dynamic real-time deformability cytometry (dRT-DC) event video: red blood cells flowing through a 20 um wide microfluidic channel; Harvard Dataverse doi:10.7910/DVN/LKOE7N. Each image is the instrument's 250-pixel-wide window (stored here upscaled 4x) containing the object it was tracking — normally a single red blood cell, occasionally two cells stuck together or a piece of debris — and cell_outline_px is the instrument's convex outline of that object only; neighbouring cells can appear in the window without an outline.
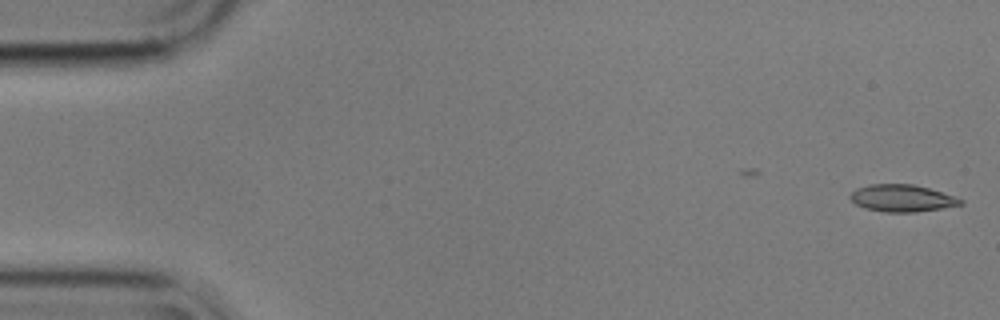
{"species": "common noctule bat (a hibernating species)", "species_latin": "Nyctalus noctula", "temperature_condition": "cold", "stored_images_in_passage": 45, "camera_frame_rate_fps": 3000, "um_per_image_px": 0.085, "animal": {"sex": "male", "body_mass_g": 17.9}, "frame": {"image": 1, "passage_image": 1, "time_ms": 0.0, "image_size_px": [1000, 320], "cell_outline_px": [[964, 204], [916, 212], [884, 212], [864, 208], [856, 204], [848, 196], [856, 188], [868, 184], [912, 184], [928, 188], [964, 200]], "centroid_in_image_um": [76.63, 16.84], "position_along_channel_um": 8.4, "area_um2": 17.28}}
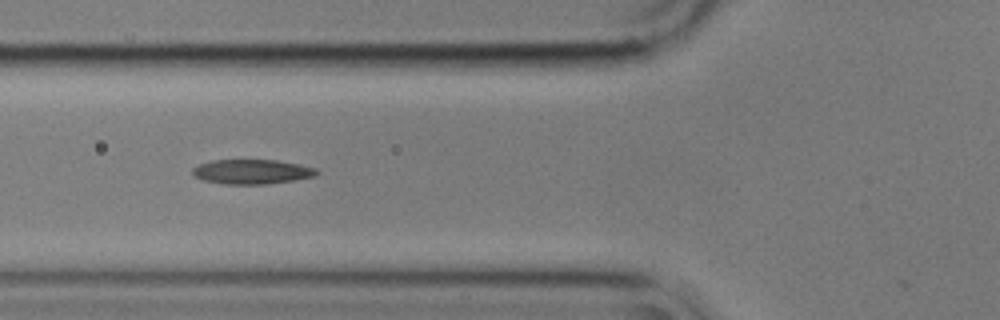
{"frame": {"image": 2, "passage_image": 20, "time_ms": 6.333, "image_size_px": [1000, 320], "cell_outline_px": [[320, 172], [316, 176], [296, 180], [264, 184], [224, 184], [204, 180], [196, 176], [192, 172], [192, 168], [200, 164], [212, 160], [276, 160], [300, 164], [316, 168]], "centroid_in_image_um": [21.46, 14.59], "position_along_channel_um": 104.3, "area_um2": 17.8}}
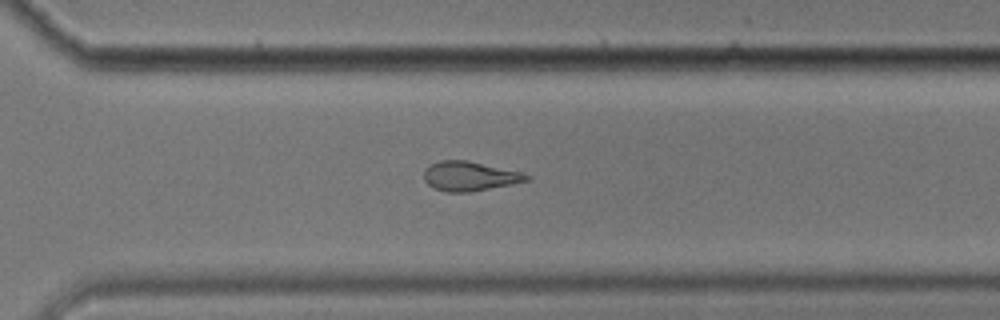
{"frame": {"image": 3, "passage_image": 39, "time_ms": 12.667, "image_size_px": [1000, 320], "cell_outline_px": [[532, 176], [528, 180], [512, 184], [472, 192], [444, 192], [432, 188], [424, 180], [424, 168], [428, 164], [440, 160], [468, 160], [520, 172]], "centroid_in_image_um": [39.86, 14.97], "position_along_channel_um": 330.7, "area_um2": 17.8}, "authors_computed_cell_mechanics": {"area_um2": 17.3978, "velocity_mm_per_s": 3.5788, "shape_relaxation_time_tau1_ms": null, "shape_relaxation_time_tau2_ms": 5.3263, "deformation_change_tau1": null, "deformation_change_tau2": 0.1386}}